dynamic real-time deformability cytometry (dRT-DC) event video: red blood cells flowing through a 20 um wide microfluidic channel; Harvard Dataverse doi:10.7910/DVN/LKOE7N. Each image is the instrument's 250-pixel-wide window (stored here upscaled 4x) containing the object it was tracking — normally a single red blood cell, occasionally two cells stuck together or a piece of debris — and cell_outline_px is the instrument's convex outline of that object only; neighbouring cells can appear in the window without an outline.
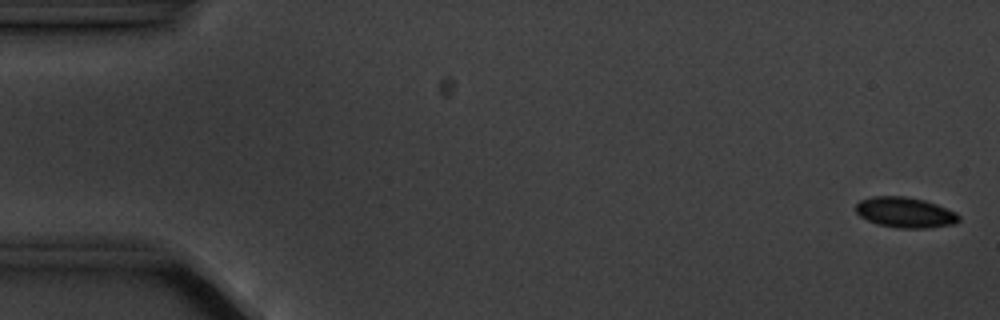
{"species": "common noctule bat (a hibernating species)", "species_latin": "Nyctalus noctula", "temperature_condition": "cold", "stored_images_in_passage": 5, "camera_frame_rate_fps": 3000, "um_per_image_px": 0.085, "animal": {"sex": "male", "body_mass_g": 20.1, "forearm_length_mm": 53.5}, "frame": {"image": 1, "passage_image": 1, "time_ms": 0.0, "image_size_px": [1000, 320], "cell_outline_px": [[960, 220], [952, 224], [928, 228], [896, 228], [876, 224], [860, 216], [856, 212], [856, 204], [860, 200], [872, 196], [904, 196], [924, 200], [936, 204], [956, 212], [960, 216]], "centroid_in_image_um": [76.92, 18.06], "position_along_channel_um": 8.1, "area_um2": 18.32}}